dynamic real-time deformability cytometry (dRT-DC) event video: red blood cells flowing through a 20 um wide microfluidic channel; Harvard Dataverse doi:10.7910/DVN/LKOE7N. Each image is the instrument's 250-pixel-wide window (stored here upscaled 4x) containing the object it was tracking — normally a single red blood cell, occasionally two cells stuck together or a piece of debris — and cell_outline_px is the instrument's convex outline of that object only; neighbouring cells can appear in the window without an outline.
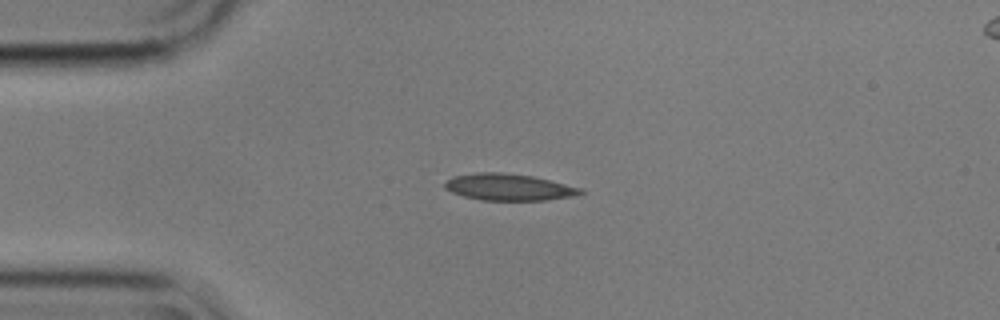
{"species": "common noctule bat (a hibernating species)", "species_latin": "Nyctalus noctula", "temperature_condition": "cold", "stored_images_in_passage": 3, "segment_of_instrument_passage": [1, 2], "camera_frame_rate_fps": 3000, "um_per_image_px": 0.085, "animal": {"sex": "male", "body_mass_g": 17.9}, "frame": {"image": 1, "passage_image": 1, "time_ms": 0.0, "image_size_px": [1000, 320], "cell_outline_px": [[584, 192], [572, 196], [548, 200], [480, 200], [464, 196], [452, 192], [444, 188], [444, 184], [452, 176], [476, 172], [500, 172], [532, 176], [584, 188]], "centroid_in_image_um": [43.24, 15.9], "position_along_channel_um": 41.8, "area_um2": 21.1}}